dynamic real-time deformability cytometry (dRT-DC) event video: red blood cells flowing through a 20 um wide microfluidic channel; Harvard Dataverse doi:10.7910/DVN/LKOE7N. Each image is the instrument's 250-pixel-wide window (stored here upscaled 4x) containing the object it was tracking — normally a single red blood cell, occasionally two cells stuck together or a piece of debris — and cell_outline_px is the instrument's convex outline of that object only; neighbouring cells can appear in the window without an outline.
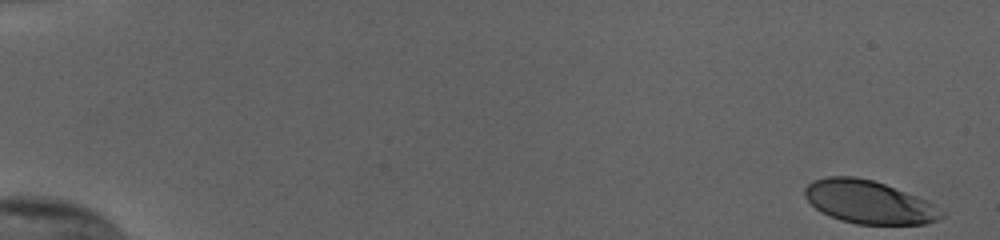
{"species": "human", "species_latin": "Homo sapiens", "temperature_condition": "cold", "stored_images_in_passage": 54, "camera_frame_rate_fps": 3000, "um_per_image_px": 0.085, "donor": {"sex": "female"}, "frame": {"image": 1, "passage_image": 1, "time_ms": 0.0, "image_size_px": [1000, 240], "cell_outline_px": [[948, 212], [944, 216], [936, 220], [924, 224], [856, 224], [840, 220], [820, 212], [804, 196], [804, 188], [812, 180], [828, 176], [852, 176], [872, 180], [884, 184], [916, 196]], "centroid_in_image_um": [73.84, 17.18], "position_along_channel_um": 11.2, "area_um2": 34.22}}
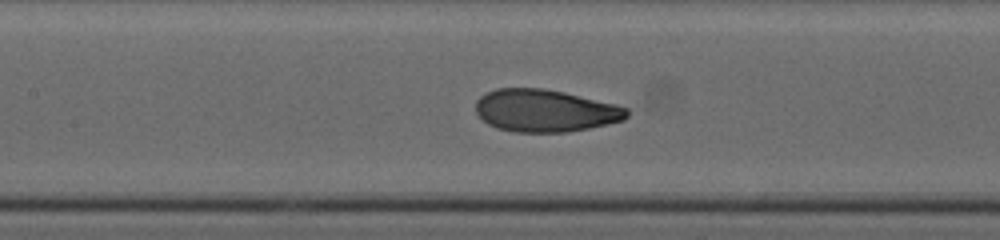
{"frame": {"image": 2, "passage_image": 27, "time_ms": 8.667, "image_size_px": [1000, 240], "cell_outline_px": [[628, 116], [624, 120], [608, 124], [568, 132], [516, 132], [496, 128], [488, 124], [476, 116], [476, 100], [484, 92], [496, 88], [544, 88], [564, 92], [616, 104], [628, 108]], "centroid_in_image_um": [46.3, 9.4], "position_along_channel_um": 161.1, "area_um2": 37.69}}
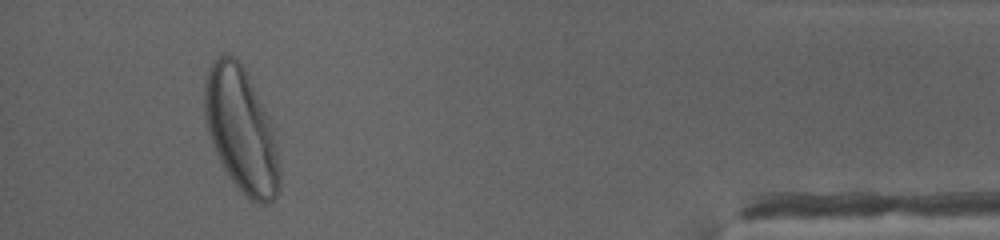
{"frame": {"image": 3, "passage_image": 51, "time_ms": 16.667, "image_size_px": [1000, 240], "cell_outline_px": [[280, 188], [276, 196], [272, 200], [264, 204], [260, 204], [244, 196], [228, 176], [212, 144], [208, 132], [204, 116], [204, 80], [208, 68], [212, 60], [224, 52], [232, 56], [244, 68], [276, 128], [280, 168]], "centroid_in_image_um": [20.52, 11.06], "position_along_channel_um": 414.7, "area_um2": 55.26}, "authors_computed_cell_mechanics": {"area_um2": 37.1654, "velocity_mm_per_s": 3.8002, "shape_relaxation_time_tau1_ms": 3.9594, "shape_relaxation_time_tau2_ms": null, "deformation_change_tau1": 0.1837, "deformation_change_tau2": null}}